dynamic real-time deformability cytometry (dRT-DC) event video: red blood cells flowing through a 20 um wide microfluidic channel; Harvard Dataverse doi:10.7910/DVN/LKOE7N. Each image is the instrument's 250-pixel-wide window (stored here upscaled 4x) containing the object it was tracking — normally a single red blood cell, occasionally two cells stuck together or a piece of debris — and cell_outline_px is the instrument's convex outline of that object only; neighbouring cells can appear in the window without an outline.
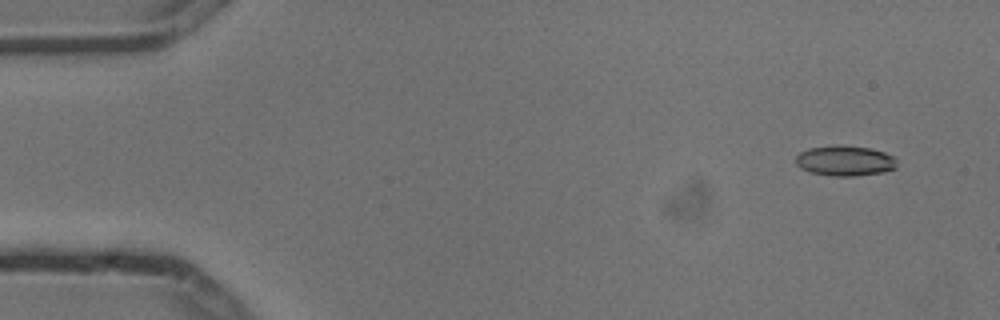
{"species": "common noctule bat (a hibernating species)", "species_latin": "Nyctalus noctula", "temperature_condition": "cold", "stored_images_in_passage": 4, "camera_frame_rate_fps": 3000, "um_per_image_px": 0.085, "animal": {"sex": "male", "body_mass_g": 13.3}, "frame": {"image": 1, "passage_image": 1, "time_ms": 0.0, "image_size_px": [1000, 320], "cell_outline_px": [[896, 168], [884, 172], [852, 176], [832, 176], [812, 172], [800, 168], [796, 164], [796, 156], [800, 152], [808, 148], [840, 144], [872, 148], [884, 152], [892, 156], [896, 160]], "centroid_in_image_um": [71.82, 13.65], "position_along_channel_um": 13.2, "area_um2": 17.98}}
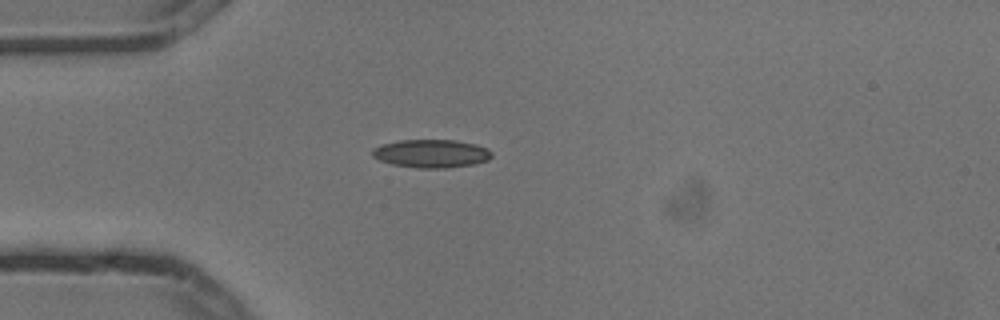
{"frame": {"image": 2, "passage_image": 4, "time_ms": 1.0, "image_size_px": [1000, 320], "cell_outline_px": [[492, 156], [488, 160], [472, 164], [448, 168], [416, 168], [392, 164], [380, 160], [372, 156], [372, 148], [380, 144], [400, 140], [456, 140], [476, 144], [488, 148], [492, 152]], "centroid_in_image_um": [36.65, 13.05], "position_along_channel_um": 48.3, "area_um2": 19.77}}